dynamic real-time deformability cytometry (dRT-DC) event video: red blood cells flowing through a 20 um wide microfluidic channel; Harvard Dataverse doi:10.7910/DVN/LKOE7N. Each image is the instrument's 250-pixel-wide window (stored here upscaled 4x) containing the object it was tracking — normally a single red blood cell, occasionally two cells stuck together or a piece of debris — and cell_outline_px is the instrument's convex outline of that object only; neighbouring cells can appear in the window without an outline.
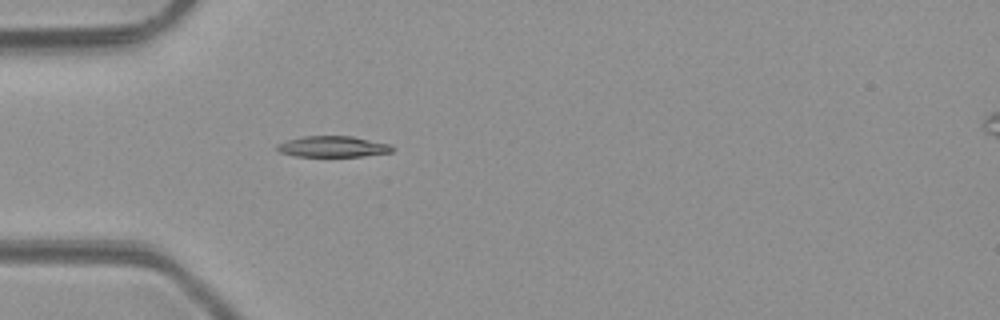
{"species": "common noctule bat (a hibernating species)", "species_latin": "Nyctalus noctula", "temperature_condition": "room temperature", "stored_images_in_passage": 6, "camera_frame_rate_fps": 3000, "um_per_image_px": 0.085, "animal": {"sex": "male", "body_mass_g": 23.1, "forearm_length_mm": 52.7}, "frame": {"image": 1, "passage_image": 6, "time_ms": 6.667, "image_size_px": [1000, 320], "cell_outline_px": [[396, 148], [392, 152], [364, 156], [296, 156], [280, 152], [276, 148], [276, 144], [288, 140], [304, 136], [352, 136], [392, 144]], "centroid_in_image_um": [28.35, 12.46], "position_along_channel_um": 56.7, "area_um2": 14.16}}